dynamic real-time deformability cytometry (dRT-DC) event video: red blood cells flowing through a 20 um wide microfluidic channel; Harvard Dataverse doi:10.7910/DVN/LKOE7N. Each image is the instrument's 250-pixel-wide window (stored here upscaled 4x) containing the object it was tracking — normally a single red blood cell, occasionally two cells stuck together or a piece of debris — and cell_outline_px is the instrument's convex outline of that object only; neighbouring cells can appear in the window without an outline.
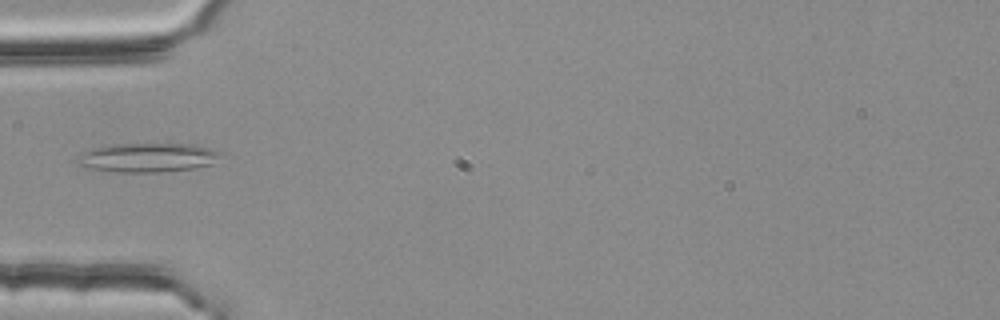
{"species": "common noctule bat (a hibernating species)", "species_latin": "Nyctalus noctula", "temperature_condition": "room temperature", "stored_images_in_passage": 32, "camera_frame_rate_fps": 3000, "um_per_image_px": 0.085, "animal": {"sex": "female", "body_mass_g": 25.1}, "frame": {"image": 1, "passage_image": 1, "time_ms": 0.0, "image_size_px": [1000, 320], "cell_outline_px": [[228, 152], [212, 164], [196, 168], [156, 172], [120, 172], [84, 168], [76, 164], [76, 160], [84, 152], [92, 148], [120, 144], [192, 144]], "centroid_in_image_um": [12.62, 13.4], "position_along_channel_um": 72.4, "area_um2": 24.51}}
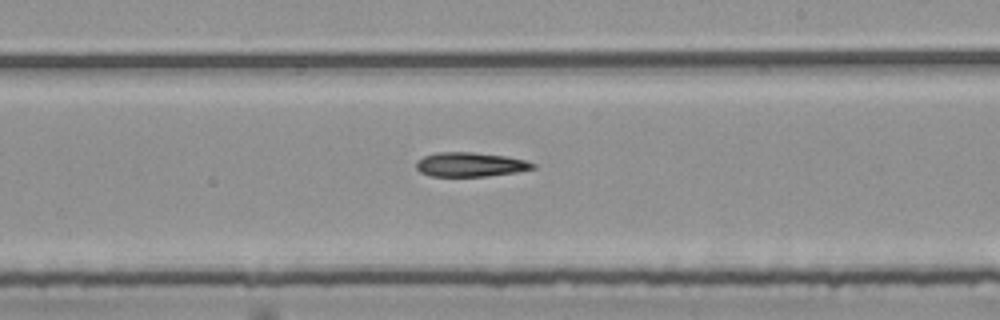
{"frame": {"image": 2, "passage_image": 15, "time_ms": 4.667, "image_size_px": [1000, 320], "cell_outline_px": [[536, 168], [516, 172], [484, 176], [428, 176], [420, 172], [416, 168], [416, 160], [424, 156], [436, 152], [472, 152], [508, 156], [528, 160], [536, 164]], "centroid_in_image_um": [39.98, 13.97], "position_along_channel_um": 249.0, "area_um2": 16.7}}
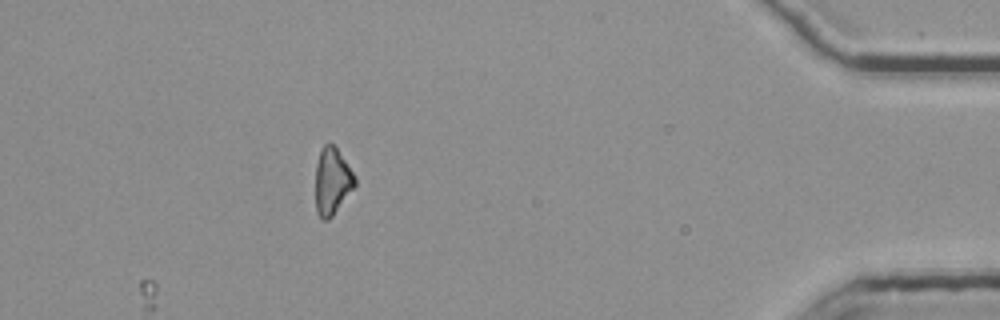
{"frame": {"image": 3, "passage_image": 32, "time_ms": 10.333, "image_size_px": [1000, 320], "cell_outline_px": [[356, 188], [332, 216], [328, 220], [324, 220], [316, 212], [316, 164], [320, 148], [328, 140], [336, 148], [356, 176]], "centroid_in_image_um": [28.25, 15.39], "position_along_channel_um": 406.9, "area_um2": 15.61}}